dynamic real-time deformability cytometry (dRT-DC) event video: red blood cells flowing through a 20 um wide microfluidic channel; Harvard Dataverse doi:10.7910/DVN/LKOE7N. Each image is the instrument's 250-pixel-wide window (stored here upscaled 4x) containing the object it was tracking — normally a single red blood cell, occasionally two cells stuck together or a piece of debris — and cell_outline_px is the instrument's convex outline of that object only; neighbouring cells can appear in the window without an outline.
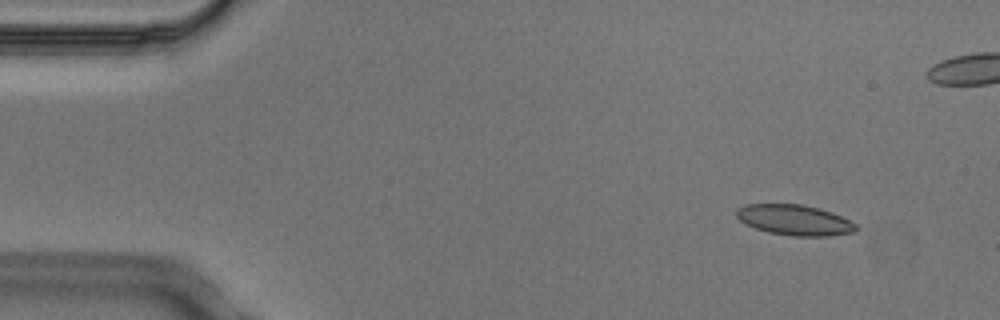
{"species": "Egyptian fruit bat (a non-hibernating species)", "species_latin": "Rousettus aegyptiacus", "temperature_condition": "cold", "stored_images_in_passage": 6, "camera_frame_rate_fps": 3000, "um_per_image_px": 0.085, "animal": {"sex": "male"}, "frame": {"image": 1, "passage_image": 2, "time_ms": 0.333, "image_size_px": [1000, 320], "cell_outline_px": [[856, 232], [828, 236], [792, 236], [768, 232], [744, 224], [736, 216], [736, 208], [744, 204], [804, 204], [820, 208], [832, 212], [856, 224]], "centroid_in_image_um": [67.51, 18.69], "position_along_channel_um": 17.5, "area_um2": 21.39}}